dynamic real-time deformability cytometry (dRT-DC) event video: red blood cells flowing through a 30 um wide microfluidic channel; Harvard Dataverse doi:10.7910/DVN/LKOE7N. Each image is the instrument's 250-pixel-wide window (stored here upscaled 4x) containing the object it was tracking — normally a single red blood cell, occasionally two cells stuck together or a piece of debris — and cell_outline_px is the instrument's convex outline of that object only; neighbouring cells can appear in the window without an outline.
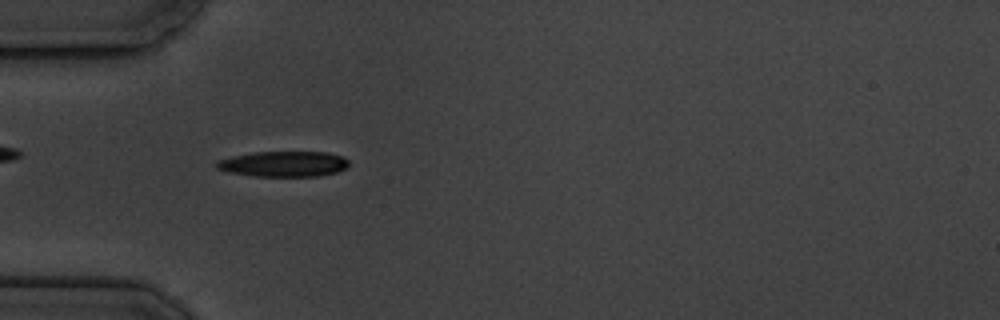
{"species": "common noctule bat (a hibernating species)", "species_latin": "Nyctalus noctula", "temperature_condition": "cold", "stored_images_in_passage": 7, "camera_frame_rate_fps": 3000, "um_per_image_px": 0.085, "animal": {"sex": "male", "body_mass_g": 19.5, "forearm_length_mm": 54.6}, "frame": {"image": 1, "passage_image": 5, "time_ms": 5.667, "image_size_px": [1000, 320], "cell_outline_px": [[348, 168], [336, 172], [320, 176], [252, 176], [228, 172], [216, 168], [216, 160], [232, 156], [256, 152], [328, 152], [340, 156], [348, 160]], "centroid_in_image_um": [24.1, 13.94], "position_along_channel_um": 60.9, "area_um2": 19.71}}